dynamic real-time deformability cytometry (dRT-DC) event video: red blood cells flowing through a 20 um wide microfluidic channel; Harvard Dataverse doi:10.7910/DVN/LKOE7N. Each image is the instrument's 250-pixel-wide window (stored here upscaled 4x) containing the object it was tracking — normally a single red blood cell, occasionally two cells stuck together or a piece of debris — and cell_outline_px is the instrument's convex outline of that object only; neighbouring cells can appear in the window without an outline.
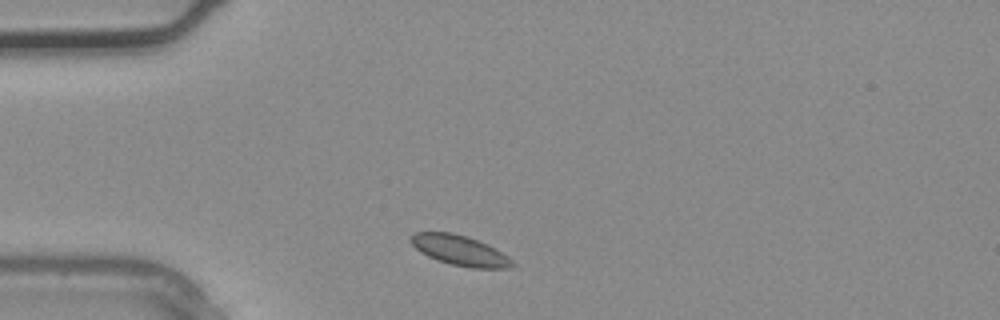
{"species": "common noctule bat (a hibernating species)", "species_latin": "Nyctalus noctula", "temperature_condition": "warm", "stored_images_in_passage": 1, "camera_frame_rate_fps": 3000, "um_per_image_px": 0.085, "animal": {"sex": "male", "body_mass_g": 20.4}, "frame": {"image": 1, "passage_image": 1, "time_ms": 0.0, "image_size_px": [1000, 320], "cell_outline_px": [[516, 264], [512, 268], [472, 268], [452, 264], [436, 260], [420, 252], [408, 240], [408, 236], [412, 232], [452, 232], [468, 236], [488, 244], [508, 256]], "centroid_in_image_um": [39.07, 21.27], "position_along_channel_um": 45.9, "area_um2": 18.09}}